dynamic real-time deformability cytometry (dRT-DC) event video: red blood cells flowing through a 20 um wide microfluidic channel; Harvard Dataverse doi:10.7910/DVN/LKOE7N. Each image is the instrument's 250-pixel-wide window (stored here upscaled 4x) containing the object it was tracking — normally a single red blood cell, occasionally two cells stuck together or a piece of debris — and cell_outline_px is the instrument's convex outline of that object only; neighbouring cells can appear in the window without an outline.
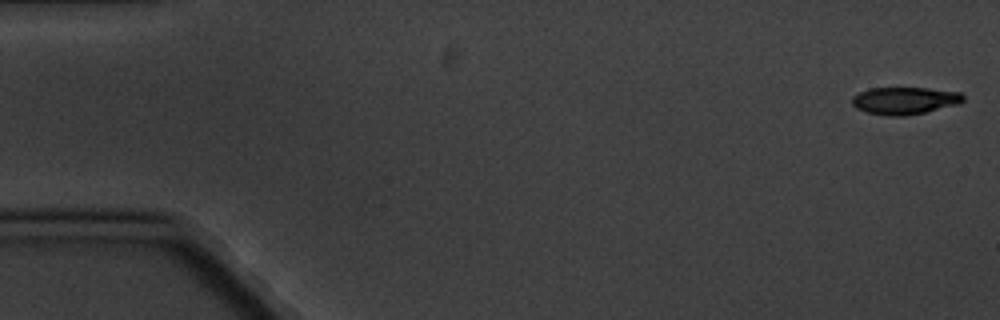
{"species": "common noctule bat (a hibernating species)", "species_latin": "Nyctalus noctula", "temperature_condition": "cold", "stored_images_in_passage": 7, "camera_frame_rate_fps": 3000, "um_per_image_px": 0.085, "animal": {"sex": "male", "body_mass_g": 20.1, "forearm_length_mm": 53.5}, "frame": {"image": 1, "passage_image": 1, "time_ms": 0.0, "image_size_px": [1000, 320], "cell_outline_px": [[964, 100], [960, 104], [924, 112], [904, 116], [888, 116], [868, 112], [856, 108], [852, 104], [852, 96], [860, 92], [872, 88], [928, 88], [960, 92], [964, 96]], "centroid_in_image_um": [76.92, 8.55], "position_along_channel_um": 8.1, "area_um2": 17.63}}
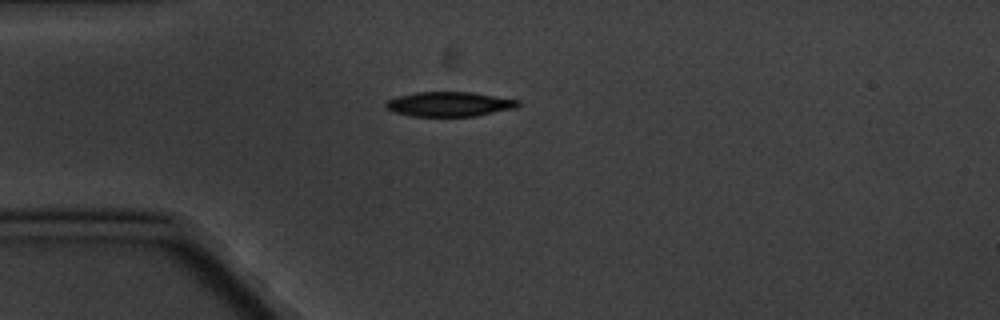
{"frame": {"image": 2, "passage_image": 5, "time_ms": 4.667, "image_size_px": [1000, 320], "cell_outline_px": [[520, 104], [516, 108], [476, 116], [412, 116], [396, 112], [388, 108], [384, 104], [388, 100], [400, 96], [416, 92], [472, 92], [520, 100]], "centroid_in_image_um": [38.25, 8.85], "position_along_channel_um": 46.7, "area_um2": 18.84}}
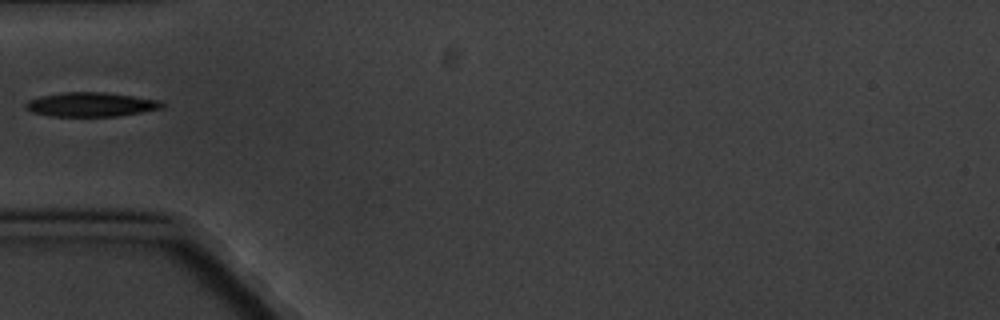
{"frame": {"image": 3, "passage_image": 6, "time_ms": 6.0, "image_size_px": [1000, 320], "cell_outline_px": [[164, 108], [116, 116], [52, 116], [32, 112], [24, 108], [24, 104], [28, 100], [40, 96], [60, 92], [104, 92], [164, 100]], "centroid_in_image_um": [7.74, 8.87], "position_along_channel_um": 77.3, "area_um2": 19.42}}